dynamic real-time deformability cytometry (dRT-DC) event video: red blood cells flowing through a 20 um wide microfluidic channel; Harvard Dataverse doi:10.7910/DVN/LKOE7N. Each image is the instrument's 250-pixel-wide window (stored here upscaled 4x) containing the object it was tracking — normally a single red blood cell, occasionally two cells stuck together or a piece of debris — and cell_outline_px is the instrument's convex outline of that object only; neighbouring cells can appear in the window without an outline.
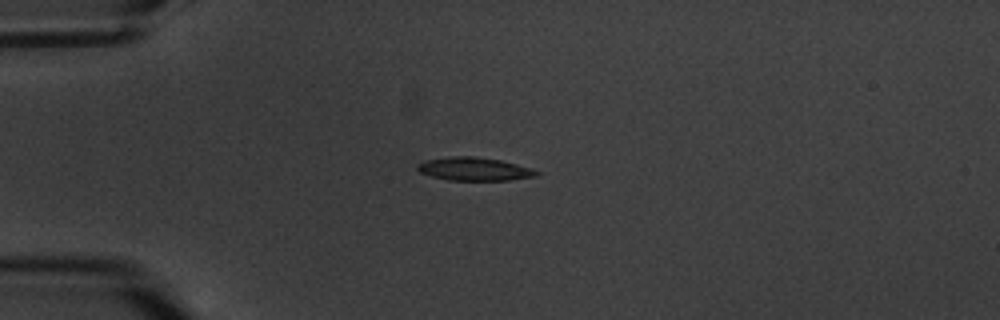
{"species": "common noctule bat (a hibernating species)", "species_latin": "Nyctalus noctula", "temperature_condition": "warm", "stored_images_in_passage": 3, "camera_frame_rate_fps": 3000, "um_per_image_px": 0.085, "animal": {"sex": "male", "body_mass_g": 20.1, "forearm_length_mm": 53.5}, "frame": {"image": 1, "passage_image": 1, "time_ms": 0.0, "image_size_px": [1000, 320], "cell_outline_px": [[540, 176], [508, 180], [448, 180], [432, 176], [420, 172], [416, 168], [416, 164], [424, 160], [452, 156], [476, 156], [500, 160], [532, 168], [540, 172]], "centroid_in_image_um": [40.32, 14.36], "position_along_channel_um": 44.7, "area_um2": 16.24}}